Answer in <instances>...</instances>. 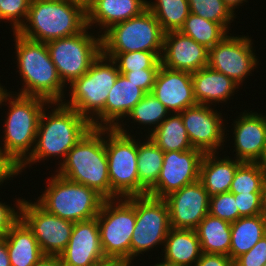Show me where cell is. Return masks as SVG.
<instances>
[{
    "instance_id": "1",
    "label": "cell",
    "mask_w": 266,
    "mask_h": 266,
    "mask_svg": "<svg viewBox=\"0 0 266 266\" xmlns=\"http://www.w3.org/2000/svg\"><path fill=\"white\" fill-rule=\"evenodd\" d=\"M52 105L55 107L52 106L49 114H46L47 107L43 110L33 152L17 168V175L29 165L39 160L43 162L47 157L57 156V159L60 157L64 161L69 150L92 128L91 123L75 109L65 106L62 102Z\"/></svg>"
},
{
    "instance_id": "2",
    "label": "cell",
    "mask_w": 266,
    "mask_h": 266,
    "mask_svg": "<svg viewBox=\"0 0 266 266\" xmlns=\"http://www.w3.org/2000/svg\"><path fill=\"white\" fill-rule=\"evenodd\" d=\"M105 128H91L61 160L57 174L94 189L105 199L119 198L110 186Z\"/></svg>"
},
{
    "instance_id": "3",
    "label": "cell",
    "mask_w": 266,
    "mask_h": 266,
    "mask_svg": "<svg viewBox=\"0 0 266 266\" xmlns=\"http://www.w3.org/2000/svg\"><path fill=\"white\" fill-rule=\"evenodd\" d=\"M19 75L23 88L16 94L37 96L50 103L62 102L65 84L51 60L46 43L30 40L13 32Z\"/></svg>"
},
{
    "instance_id": "4",
    "label": "cell",
    "mask_w": 266,
    "mask_h": 266,
    "mask_svg": "<svg viewBox=\"0 0 266 266\" xmlns=\"http://www.w3.org/2000/svg\"><path fill=\"white\" fill-rule=\"evenodd\" d=\"M13 93L4 99L9 108L0 152L18 168L33 152L40 116L45 106L50 108L52 103L41 97Z\"/></svg>"
},
{
    "instance_id": "5",
    "label": "cell",
    "mask_w": 266,
    "mask_h": 266,
    "mask_svg": "<svg viewBox=\"0 0 266 266\" xmlns=\"http://www.w3.org/2000/svg\"><path fill=\"white\" fill-rule=\"evenodd\" d=\"M86 28V11L69 0H31L26 21L17 33L30 40L48 43Z\"/></svg>"
},
{
    "instance_id": "6",
    "label": "cell",
    "mask_w": 266,
    "mask_h": 266,
    "mask_svg": "<svg viewBox=\"0 0 266 266\" xmlns=\"http://www.w3.org/2000/svg\"><path fill=\"white\" fill-rule=\"evenodd\" d=\"M119 74L116 62L101 52L89 70L69 85L70 101L62 103L75 109L93 128H104L105 103Z\"/></svg>"
},
{
    "instance_id": "7",
    "label": "cell",
    "mask_w": 266,
    "mask_h": 266,
    "mask_svg": "<svg viewBox=\"0 0 266 266\" xmlns=\"http://www.w3.org/2000/svg\"><path fill=\"white\" fill-rule=\"evenodd\" d=\"M48 181L37 199L48 213L74 223L97 217L105 201L97 191L59 174H52Z\"/></svg>"
},
{
    "instance_id": "8",
    "label": "cell",
    "mask_w": 266,
    "mask_h": 266,
    "mask_svg": "<svg viewBox=\"0 0 266 266\" xmlns=\"http://www.w3.org/2000/svg\"><path fill=\"white\" fill-rule=\"evenodd\" d=\"M123 121L116 128H105L111 190L119 198L147 195L148 191L139 182L138 139L125 130Z\"/></svg>"
},
{
    "instance_id": "9",
    "label": "cell",
    "mask_w": 266,
    "mask_h": 266,
    "mask_svg": "<svg viewBox=\"0 0 266 266\" xmlns=\"http://www.w3.org/2000/svg\"><path fill=\"white\" fill-rule=\"evenodd\" d=\"M164 34L155 16L146 9L101 34L102 53L162 52Z\"/></svg>"
},
{
    "instance_id": "10",
    "label": "cell",
    "mask_w": 266,
    "mask_h": 266,
    "mask_svg": "<svg viewBox=\"0 0 266 266\" xmlns=\"http://www.w3.org/2000/svg\"><path fill=\"white\" fill-rule=\"evenodd\" d=\"M116 200L105 199L96 217L100 243L105 258L130 261V244L136 224L133 196Z\"/></svg>"
},
{
    "instance_id": "11",
    "label": "cell",
    "mask_w": 266,
    "mask_h": 266,
    "mask_svg": "<svg viewBox=\"0 0 266 266\" xmlns=\"http://www.w3.org/2000/svg\"><path fill=\"white\" fill-rule=\"evenodd\" d=\"M88 29L46 43L51 60L65 85L85 74L102 52L101 31L95 37Z\"/></svg>"
},
{
    "instance_id": "12",
    "label": "cell",
    "mask_w": 266,
    "mask_h": 266,
    "mask_svg": "<svg viewBox=\"0 0 266 266\" xmlns=\"http://www.w3.org/2000/svg\"><path fill=\"white\" fill-rule=\"evenodd\" d=\"M133 207L136 224L130 244V262L157 245L164 246L166 236L171 229L169 208L165 199L148 194L133 196Z\"/></svg>"
},
{
    "instance_id": "13",
    "label": "cell",
    "mask_w": 266,
    "mask_h": 266,
    "mask_svg": "<svg viewBox=\"0 0 266 266\" xmlns=\"http://www.w3.org/2000/svg\"><path fill=\"white\" fill-rule=\"evenodd\" d=\"M20 219L33 232L44 255L59 256L68 245L74 222L48 213L37 202L23 199Z\"/></svg>"
},
{
    "instance_id": "14",
    "label": "cell",
    "mask_w": 266,
    "mask_h": 266,
    "mask_svg": "<svg viewBox=\"0 0 266 266\" xmlns=\"http://www.w3.org/2000/svg\"><path fill=\"white\" fill-rule=\"evenodd\" d=\"M253 40L248 36H229L228 34L208 50V67L225 74L238 85L254 72L258 58L253 52Z\"/></svg>"
},
{
    "instance_id": "15",
    "label": "cell",
    "mask_w": 266,
    "mask_h": 266,
    "mask_svg": "<svg viewBox=\"0 0 266 266\" xmlns=\"http://www.w3.org/2000/svg\"><path fill=\"white\" fill-rule=\"evenodd\" d=\"M203 155L202 151L195 148L188 151L164 152L159 178L147 194L164 199L183 186L197 182Z\"/></svg>"
},
{
    "instance_id": "16",
    "label": "cell",
    "mask_w": 266,
    "mask_h": 266,
    "mask_svg": "<svg viewBox=\"0 0 266 266\" xmlns=\"http://www.w3.org/2000/svg\"><path fill=\"white\" fill-rule=\"evenodd\" d=\"M192 147L205 153H219L227 137L222 113L211 105L196 104L180 112ZM223 146V147H221ZM220 147V148H219Z\"/></svg>"
},
{
    "instance_id": "17",
    "label": "cell",
    "mask_w": 266,
    "mask_h": 266,
    "mask_svg": "<svg viewBox=\"0 0 266 266\" xmlns=\"http://www.w3.org/2000/svg\"><path fill=\"white\" fill-rule=\"evenodd\" d=\"M164 199L169 208L170 225L174 229L195 230L209 213V197L199 180Z\"/></svg>"
},
{
    "instance_id": "18",
    "label": "cell",
    "mask_w": 266,
    "mask_h": 266,
    "mask_svg": "<svg viewBox=\"0 0 266 266\" xmlns=\"http://www.w3.org/2000/svg\"><path fill=\"white\" fill-rule=\"evenodd\" d=\"M59 257L63 266H94L106 259L97 218L74 223L68 245Z\"/></svg>"
},
{
    "instance_id": "19",
    "label": "cell",
    "mask_w": 266,
    "mask_h": 266,
    "mask_svg": "<svg viewBox=\"0 0 266 266\" xmlns=\"http://www.w3.org/2000/svg\"><path fill=\"white\" fill-rule=\"evenodd\" d=\"M165 68L194 73L208 65V49L180 31L165 32L160 57Z\"/></svg>"
},
{
    "instance_id": "20",
    "label": "cell",
    "mask_w": 266,
    "mask_h": 266,
    "mask_svg": "<svg viewBox=\"0 0 266 266\" xmlns=\"http://www.w3.org/2000/svg\"><path fill=\"white\" fill-rule=\"evenodd\" d=\"M250 112L244 110L232 124L234 159L258 163L266 148V115Z\"/></svg>"
},
{
    "instance_id": "21",
    "label": "cell",
    "mask_w": 266,
    "mask_h": 266,
    "mask_svg": "<svg viewBox=\"0 0 266 266\" xmlns=\"http://www.w3.org/2000/svg\"><path fill=\"white\" fill-rule=\"evenodd\" d=\"M151 93L170 113H180L197 104L192 73L160 66Z\"/></svg>"
},
{
    "instance_id": "22",
    "label": "cell",
    "mask_w": 266,
    "mask_h": 266,
    "mask_svg": "<svg viewBox=\"0 0 266 266\" xmlns=\"http://www.w3.org/2000/svg\"><path fill=\"white\" fill-rule=\"evenodd\" d=\"M147 9V0H96L87 13V27L95 25L102 34L114 24L139 16Z\"/></svg>"
},
{
    "instance_id": "23",
    "label": "cell",
    "mask_w": 266,
    "mask_h": 266,
    "mask_svg": "<svg viewBox=\"0 0 266 266\" xmlns=\"http://www.w3.org/2000/svg\"><path fill=\"white\" fill-rule=\"evenodd\" d=\"M192 81L197 104L210 106L212 103L227 102L239 89V85L231 78L208 66L192 73Z\"/></svg>"
},
{
    "instance_id": "24",
    "label": "cell",
    "mask_w": 266,
    "mask_h": 266,
    "mask_svg": "<svg viewBox=\"0 0 266 266\" xmlns=\"http://www.w3.org/2000/svg\"><path fill=\"white\" fill-rule=\"evenodd\" d=\"M145 94L136 84L119 74L105 103L104 128H116Z\"/></svg>"
},
{
    "instance_id": "25",
    "label": "cell",
    "mask_w": 266,
    "mask_h": 266,
    "mask_svg": "<svg viewBox=\"0 0 266 266\" xmlns=\"http://www.w3.org/2000/svg\"><path fill=\"white\" fill-rule=\"evenodd\" d=\"M217 154V156H216ZM243 162L228 157L218 158V153H205L200 164L199 181L208 197L229 192L237 168Z\"/></svg>"
},
{
    "instance_id": "26",
    "label": "cell",
    "mask_w": 266,
    "mask_h": 266,
    "mask_svg": "<svg viewBox=\"0 0 266 266\" xmlns=\"http://www.w3.org/2000/svg\"><path fill=\"white\" fill-rule=\"evenodd\" d=\"M163 248L162 262L168 264L195 266L202 255L196 230L171 228Z\"/></svg>"
},
{
    "instance_id": "27",
    "label": "cell",
    "mask_w": 266,
    "mask_h": 266,
    "mask_svg": "<svg viewBox=\"0 0 266 266\" xmlns=\"http://www.w3.org/2000/svg\"><path fill=\"white\" fill-rule=\"evenodd\" d=\"M11 266H34L44 256L33 232L20 219L3 237Z\"/></svg>"
},
{
    "instance_id": "28",
    "label": "cell",
    "mask_w": 266,
    "mask_h": 266,
    "mask_svg": "<svg viewBox=\"0 0 266 266\" xmlns=\"http://www.w3.org/2000/svg\"><path fill=\"white\" fill-rule=\"evenodd\" d=\"M202 253L223 254L230 257L231 223L209 213L195 229Z\"/></svg>"
},
{
    "instance_id": "29",
    "label": "cell",
    "mask_w": 266,
    "mask_h": 266,
    "mask_svg": "<svg viewBox=\"0 0 266 266\" xmlns=\"http://www.w3.org/2000/svg\"><path fill=\"white\" fill-rule=\"evenodd\" d=\"M266 234V222L261 215L240 217L231 223L230 258L234 261L247 253Z\"/></svg>"
},
{
    "instance_id": "30",
    "label": "cell",
    "mask_w": 266,
    "mask_h": 266,
    "mask_svg": "<svg viewBox=\"0 0 266 266\" xmlns=\"http://www.w3.org/2000/svg\"><path fill=\"white\" fill-rule=\"evenodd\" d=\"M148 137L163 152L193 149L180 113H170Z\"/></svg>"
},
{
    "instance_id": "31",
    "label": "cell",
    "mask_w": 266,
    "mask_h": 266,
    "mask_svg": "<svg viewBox=\"0 0 266 266\" xmlns=\"http://www.w3.org/2000/svg\"><path fill=\"white\" fill-rule=\"evenodd\" d=\"M146 138V141H139L138 139L137 169L140 184L149 191L159 178L163 165L164 152L148 135H146Z\"/></svg>"
},
{
    "instance_id": "32",
    "label": "cell",
    "mask_w": 266,
    "mask_h": 266,
    "mask_svg": "<svg viewBox=\"0 0 266 266\" xmlns=\"http://www.w3.org/2000/svg\"><path fill=\"white\" fill-rule=\"evenodd\" d=\"M147 9L155 16L164 32L179 31L190 13L187 0L147 1Z\"/></svg>"
},
{
    "instance_id": "33",
    "label": "cell",
    "mask_w": 266,
    "mask_h": 266,
    "mask_svg": "<svg viewBox=\"0 0 266 266\" xmlns=\"http://www.w3.org/2000/svg\"><path fill=\"white\" fill-rule=\"evenodd\" d=\"M208 50L219 43L228 33L219 23L189 13L179 30Z\"/></svg>"
},
{
    "instance_id": "34",
    "label": "cell",
    "mask_w": 266,
    "mask_h": 266,
    "mask_svg": "<svg viewBox=\"0 0 266 266\" xmlns=\"http://www.w3.org/2000/svg\"><path fill=\"white\" fill-rule=\"evenodd\" d=\"M169 114L166 107L152 93H146L126 117L127 120L132 119L134 124L138 122L140 125L154 126L150 131L148 128L149 135Z\"/></svg>"
},
{
    "instance_id": "35",
    "label": "cell",
    "mask_w": 266,
    "mask_h": 266,
    "mask_svg": "<svg viewBox=\"0 0 266 266\" xmlns=\"http://www.w3.org/2000/svg\"><path fill=\"white\" fill-rule=\"evenodd\" d=\"M112 58L120 74L140 69H159L162 52L132 51L127 53H103Z\"/></svg>"
},
{
    "instance_id": "36",
    "label": "cell",
    "mask_w": 266,
    "mask_h": 266,
    "mask_svg": "<svg viewBox=\"0 0 266 266\" xmlns=\"http://www.w3.org/2000/svg\"><path fill=\"white\" fill-rule=\"evenodd\" d=\"M266 177L259 163L243 162L236 170L229 192L262 193Z\"/></svg>"
},
{
    "instance_id": "37",
    "label": "cell",
    "mask_w": 266,
    "mask_h": 266,
    "mask_svg": "<svg viewBox=\"0 0 266 266\" xmlns=\"http://www.w3.org/2000/svg\"><path fill=\"white\" fill-rule=\"evenodd\" d=\"M191 13L204 19L219 23L227 32L229 24L234 21L235 14L223 0H187Z\"/></svg>"
},
{
    "instance_id": "38",
    "label": "cell",
    "mask_w": 266,
    "mask_h": 266,
    "mask_svg": "<svg viewBox=\"0 0 266 266\" xmlns=\"http://www.w3.org/2000/svg\"><path fill=\"white\" fill-rule=\"evenodd\" d=\"M31 0H0V20L11 22L13 32L25 23Z\"/></svg>"
},
{
    "instance_id": "39",
    "label": "cell",
    "mask_w": 266,
    "mask_h": 266,
    "mask_svg": "<svg viewBox=\"0 0 266 266\" xmlns=\"http://www.w3.org/2000/svg\"><path fill=\"white\" fill-rule=\"evenodd\" d=\"M209 214L230 223L239 219V210L233 193H220L209 198Z\"/></svg>"
},
{
    "instance_id": "40",
    "label": "cell",
    "mask_w": 266,
    "mask_h": 266,
    "mask_svg": "<svg viewBox=\"0 0 266 266\" xmlns=\"http://www.w3.org/2000/svg\"><path fill=\"white\" fill-rule=\"evenodd\" d=\"M266 263V234L247 253L237 257L233 266H263Z\"/></svg>"
},
{
    "instance_id": "41",
    "label": "cell",
    "mask_w": 266,
    "mask_h": 266,
    "mask_svg": "<svg viewBox=\"0 0 266 266\" xmlns=\"http://www.w3.org/2000/svg\"><path fill=\"white\" fill-rule=\"evenodd\" d=\"M233 195L239 210V218L260 215L262 193H238Z\"/></svg>"
},
{
    "instance_id": "42",
    "label": "cell",
    "mask_w": 266,
    "mask_h": 266,
    "mask_svg": "<svg viewBox=\"0 0 266 266\" xmlns=\"http://www.w3.org/2000/svg\"><path fill=\"white\" fill-rule=\"evenodd\" d=\"M22 201L23 199H16V207L13 208L12 206L10 207L5 203L0 202V237H4L7 232L20 220Z\"/></svg>"
},
{
    "instance_id": "43",
    "label": "cell",
    "mask_w": 266,
    "mask_h": 266,
    "mask_svg": "<svg viewBox=\"0 0 266 266\" xmlns=\"http://www.w3.org/2000/svg\"><path fill=\"white\" fill-rule=\"evenodd\" d=\"M158 70L159 69H140L126 72L123 75L145 93H151Z\"/></svg>"
},
{
    "instance_id": "44",
    "label": "cell",
    "mask_w": 266,
    "mask_h": 266,
    "mask_svg": "<svg viewBox=\"0 0 266 266\" xmlns=\"http://www.w3.org/2000/svg\"><path fill=\"white\" fill-rule=\"evenodd\" d=\"M195 266H233V260L223 254L202 253Z\"/></svg>"
},
{
    "instance_id": "45",
    "label": "cell",
    "mask_w": 266,
    "mask_h": 266,
    "mask_svg": "<svg viewBox=\"0 0 266 266\" xmlns=\"http://www.w3.org/2000/svg\"><path fill=\"white\" fill-rule=\"evenodd\" d=\"M15 175L17 176V168L5 156H0V186Z\"/></svg>"
},
{
    "instance_id": "46",
    "label": "cell",
    "mask_w": 266,
    "mask_h": 266,
    "mask_svg": "<svg viewBox=\"0 0 266 266\" xmlns=\"http://www.w3.org/2000/svg\"><path fill=\"white\" fill-rule=\"evenodd\" d=\"M34 266H63L59 256L44 255Z\"/></svg>"
},
{
    "instance_id": "47",
    "label": "cell",
    "mask_w": 266,
    "mask_h": 266,
    "mask_svg": "<svg viewBox=\"0 0 266 266\" xmlns=\"http://www.w3.org/2000/svg\"><path fill=\"white\" fill-rule=\"evenodd\" d=\"M132 262L125 260V259H112V258H106L98 263H96L94 266H134Z\"/></svg>"
},
{
    "instance_id": "48",
    "label": "cell",
    "mask_w": 266,
    "mask_h": 266,
    "mask_svg": "<svg viewBox=\"0 0 266 266\" xmlns=\"http://www.w3.org/2000/svg\"><path fill=\"white\" fill-rule=\"evenodd\" d=\"M0 266H11L5 239L0 237Z\"/></svg>"
},
{
    "instance_id": "49",
    "label": "cell",
    "mask_w": 266,
    "mask_h": 266,
    "mask_svg": "<svg viewBox=\"0 0 266 266\" xmlns=\"http://www.w3.org/2000/svg\"><path fill=\"white\" fill-rule=\"evenodd\" d=\"M260 215L266 222V179L262 187V198H261V213Z\"/></svg>"
},
{
    "instance_id": "50",
    "label": "cell",
    "mask_w": 266,
    "mask_h": 266,
    "mask_svg": "<svg viewBox=\"0 0 266 266\" xmlns=\"http://www.w3.org/2000/svg\"><path fill=\"white\" fill-rule=\"evenodd\" d=\"M72 4L78 5L86 12L95 3L96 0H69Z\"/></svg>"
},
{
    "instance_id": "51",
    "label": "cell",
    "mask_w": 266,
    "mask_h": 266,
    "mask_svg": "<svg viewBox=\"0 0 266 266\" xmlns=\"http://www.w3.org/2000/svg\"><path fill=\"white\" fill-rule=\"evenodd\" d=\"M223 2L231 9L233 13H235V9L238 6H242L244 2H248L247 0H223Z\"/></svg>"
},
{
    "instance_id": "52",
    "label": "cell",
    "mask_w": 266,
    "mask_h": 266,
    "mask_svg": "<svg viewBox=\"0 0 266 266\" xmlns=\"http://www.w3.org/2000/svg\"><path fill=\"white\" fill-rule=\"evenodd\" d=\"M5 86H2V84L0 83V105H4L3 102H4V99L5 97L10 93L7 91V89L5 90L4 89ZM1 108V107H0Z\"/></svg>"
},
{
    "instance_id": "53",
    "label": "cell",
    "mask_w": 266,
    "mask_h": 266,
    "mask_svg": "<svg viewBox=\"0 0 266 266\" xmlns=\"http://www.w3.org/2000/svg\"><path fill=\"white\" fill-rule=\"evenodd\" d=\"M258 163H259L260 168L262 169V171L264 172L265 177H266V148H265V151L263 153L262 158L260 159V161Z\"/></svg>"
},
{
    "instance_id": "54",
    "label": "cell",
    "mask_w": 266,
    "mask_h": 266,
    "mask_svg": "<svg viewBox=\"0 0 266 266\" xmlns=\"http://www.w3.org/2000/svg\"><path fill=\"white\" fill-rule=\"evenodd\" d=\"M154 266H185V265H175V264H168V263H164V262H159V263H155Z\"/></svg>"
}]
</instances>
